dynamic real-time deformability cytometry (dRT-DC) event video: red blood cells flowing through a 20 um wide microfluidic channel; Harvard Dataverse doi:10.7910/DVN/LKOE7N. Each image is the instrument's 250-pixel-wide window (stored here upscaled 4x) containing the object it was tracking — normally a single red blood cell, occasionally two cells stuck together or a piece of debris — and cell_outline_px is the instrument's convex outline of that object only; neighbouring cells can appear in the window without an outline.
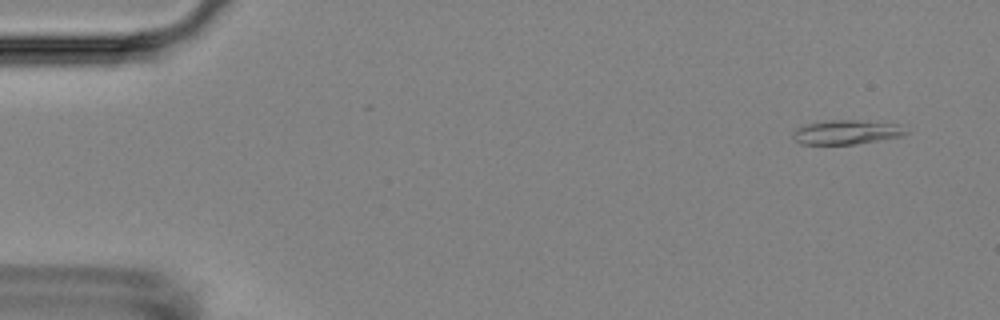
{"species": "Egyptian fruit bat (a non-hibernating species)", "species_latin": "Rousettus aegyptiacus", "temperature_condition": "room temperature", "stored_images_in_passage": 43, "camera_frame_rate_fps": 3000, "um_per_image_px": 0.085, "animal": {"sex": "female"}, "frame": {"image": 1, "passage_image": 3, "time_ms": 0.667, "image_size_px": [1000, 320], "cell_outline_px": [[908, 132], [900, 136], [856, 144], [800, 144], [792, 136], [792, 132], [796, 128], [808, 124], [832, 120], [856, 120], [896, 124]], "centroid_in_image_um": [71.89, 11.24], "position_along_channel_um": 13.1, "area_um2": 15.61}}
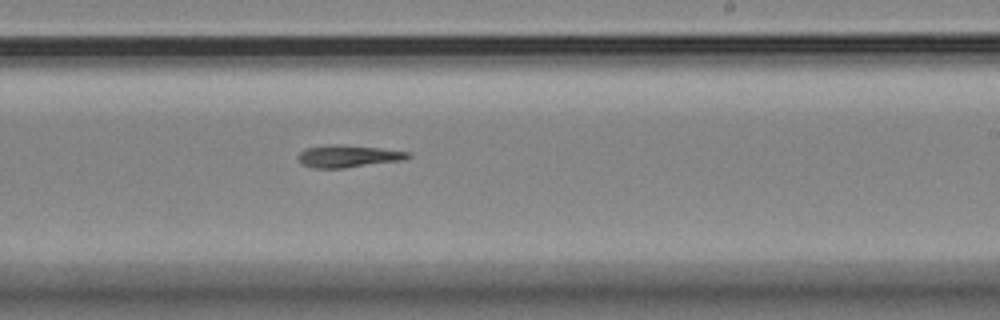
{"frame": {"image": 2, "passage_image": 33, "time_ms": 10.667, "image_size_px": [1000, 320], "cell_outline_px": [[412, 156], [404, 160], [344, 168], [312, 168], [300, 164], [296, 156], [304, 148], [328, 144], [340, 144], [380, 148], [412, 152]], "centroid_in_image_um": [29.57, 13.27], "position_along_channel_um": 259.4, "area_um2": 14.62}}
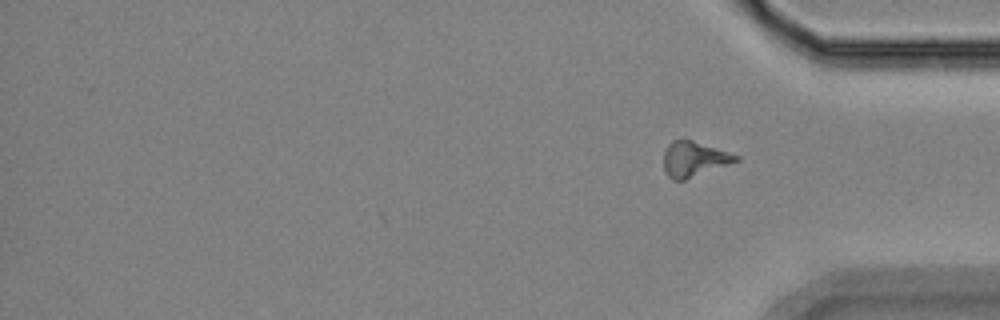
{"frame": {"image": 3, "passage_image": 43, "time_ms": 14.0, "image_size_px": [1000, 320], "cell_outline_px": [[740, 160], [684, 180], [672, 180], [664, 172], [664, 152], [668, 144], [672, 140], [692, 140], [740, 156]], "centroid_in_image_um": [58.97, 13.53], "position_along_channel_um": 376.2, "area_um2": 14.62}, "authors_computed_cell_mechanics": {"area_um2": 14.5078, "velocity_mm_per_s": 3.6027, "shape_relaxation_time_tau1_ms": 4.7069, "shape_relaxation_time_tau2_ms": null, "deformation_change_tau1": 0.1701, "deformation_change_tau2": null}}